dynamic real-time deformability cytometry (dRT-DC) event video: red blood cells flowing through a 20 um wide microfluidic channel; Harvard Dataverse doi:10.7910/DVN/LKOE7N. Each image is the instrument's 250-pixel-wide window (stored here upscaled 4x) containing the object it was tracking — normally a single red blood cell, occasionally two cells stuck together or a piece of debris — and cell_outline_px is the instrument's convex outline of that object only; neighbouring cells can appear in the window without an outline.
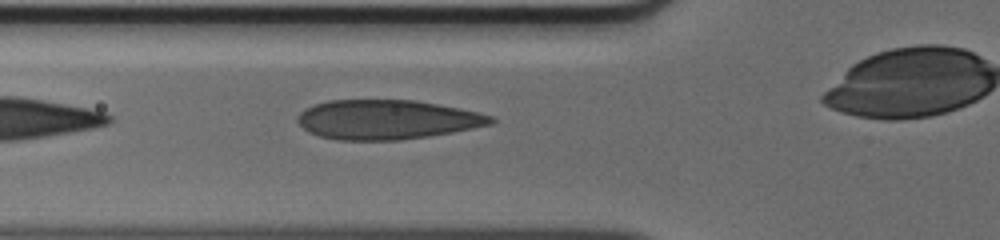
{"species": "human", "species_latin": "Homo sapiens", "temperature_condition": "cold", "stored_images_in_passage": 27, "camera_frame_rate_fps": 3000, "um_per_image_px": 0.085, "donor": {"sex": "male"}, "frame": {"image": 1, "passage_image": 4, "time_ms": 1.0, "image_size_px": [1000, 240], "cell_outline_px": [[496, 120], [492, 124], [452, 132], [428, 136], [400, 140], [336, 140], [320, 136], [308, 132], [296, 120], [296, 116], [304, 108], [328, 100], [416, 100], [460, 108], [492, 116]], "centroid_in_image_um": [32.86, 10.16], "position_along_channel_um": 92.9, "area_um2": 44.45}}
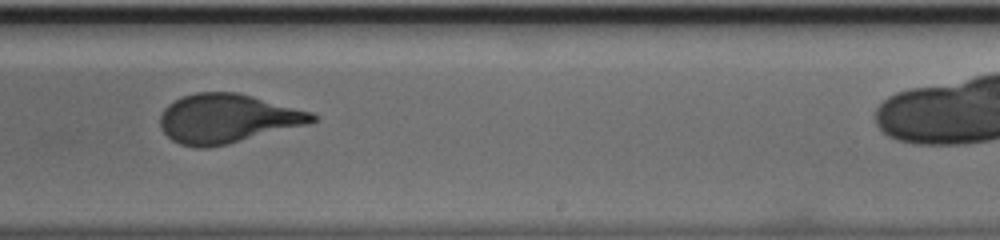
{"frame": {"image": 2, "passage_image": 17, "time_ms": 5.333, "image_size_px": [1000, 240], "cell_outline_px": [[320, 120], [312, 124], [228, 144], [208, 148], [196, 148], [180, 144], [172, 140], [160, 128], [160, 116], [164, 108], [168, 104], [184, 96], [196, 92], [236, 92], [252, 96], [312, 112], [320, 116]], "centroid_in_image_um": [19.37, 10.09], "position_along_channel_um": 269.6, "area_um2": 43.87}}
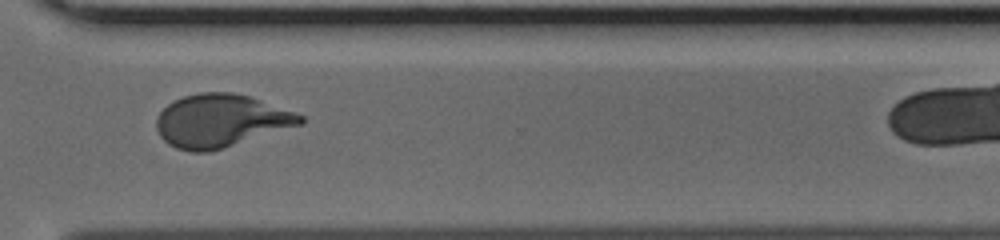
{"frame": {"image": 3, "passage_image": 23, "time_ms": 7.333, "image_size_px": [1000, 240], "cell_outline_px": [[304, 124], [208, 152], [192, 152], [176, 148], [168, 144], [160, 136], [156, 128], [156, 120], [160, 112], [168, 104], [184, 96], [200, 92], [232, 92], [248, 96], [304, 116]], "centroid_in_image_um": [18.74, 10.27], "position_along_channel_um": 351.9, "area_um2": 43.93}}